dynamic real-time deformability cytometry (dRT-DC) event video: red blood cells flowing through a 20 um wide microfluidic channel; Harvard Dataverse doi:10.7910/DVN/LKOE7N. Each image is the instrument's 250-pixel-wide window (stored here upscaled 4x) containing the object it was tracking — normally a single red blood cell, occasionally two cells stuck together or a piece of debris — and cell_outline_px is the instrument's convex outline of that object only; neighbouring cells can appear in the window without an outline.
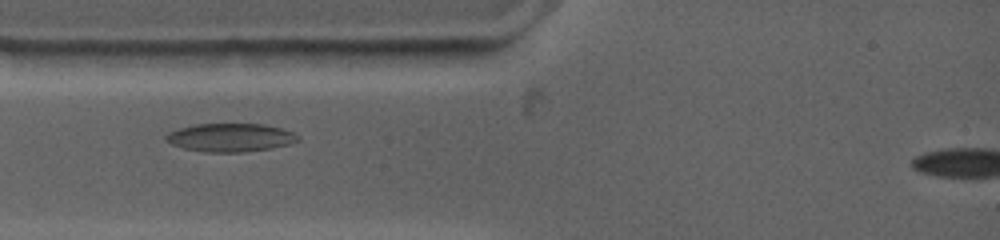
{"species": "common noctule bat (a hibernating species)", "species_latin": "Nyctalus noctula", "temperature_condition": "warm", "stored_images_in_passage": 34, "segment_of_instrument_passage": [1, 2], "camera_frame_rate_fps": 4500, "um_per_image_px": 0.085, "animal": {"sex": "female", "body_mass_g": 19.0, "forearm_length_mm": 53.3}, "frame": {"image": 1, "passage_image": 2, "time_ms": 0.222, "image_size_px": [1000, 240], "cell_outline_px": [[300, 140], [288, 144], [268, 148], [240, 152], [208, 152], [184, 148], [172, 144], [164, 140], [164, 136], [168, 132], [180, 128], [196, 124], [264, 124], [280, 128], [292, 132], [300, 136]], "centroid_in_image_um": [19.56, 11.68], "position_along_channel_um": 65.4, "area_um2": 21.56}}
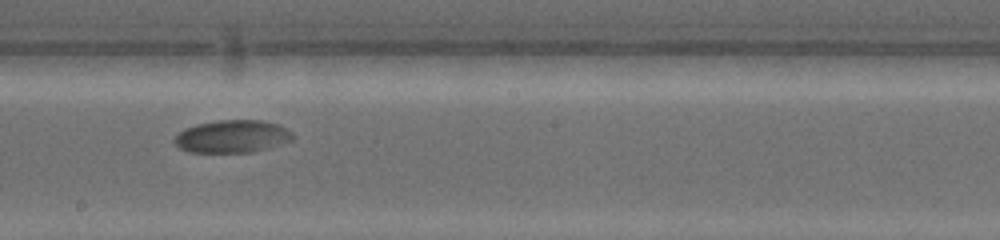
{"frame": {"image": 2, "passage_image": 14, "time_ms": 4.889, "image_size_px": [1000, 240], "cell_outline_px": [[296, 136], [292, 140], [252, 152], [192, 152], [180, 148], [176, 144], [176, 136], [184, 128], [196, 124], [216, 120], [264, 120], [280, 124], [292, 132]], "centroid_in_image_um": [19.78, 11.57], "position_along_channel_um": 228.4, "area_um2": 22.43}}
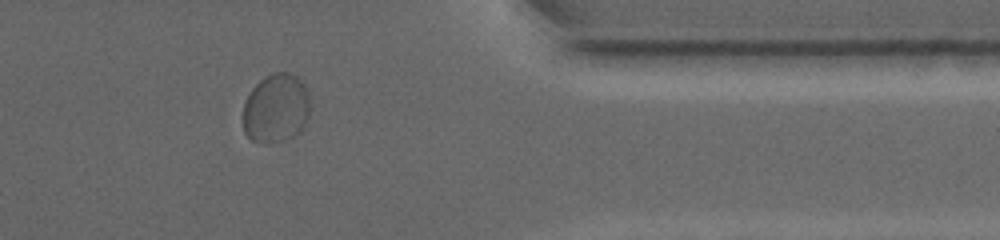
{"frame": {"image": 3, "passage_image": 29, "time_ms": 10.0, "image_size_px": [1000, 240], "cell_outline_px": [[308, 116], [300, 132], [292, 136], [280, 140], [252, 140], [244, 132], [244, 104], [252, 88], [260, 80], [272, 72], [288, 72], [296, 76], [304, 84], [308, 96]], "centroid_in_image_um": [23.46, 9.15], "position_along_channel_um": 387.9, "area_um2": 26.24}}